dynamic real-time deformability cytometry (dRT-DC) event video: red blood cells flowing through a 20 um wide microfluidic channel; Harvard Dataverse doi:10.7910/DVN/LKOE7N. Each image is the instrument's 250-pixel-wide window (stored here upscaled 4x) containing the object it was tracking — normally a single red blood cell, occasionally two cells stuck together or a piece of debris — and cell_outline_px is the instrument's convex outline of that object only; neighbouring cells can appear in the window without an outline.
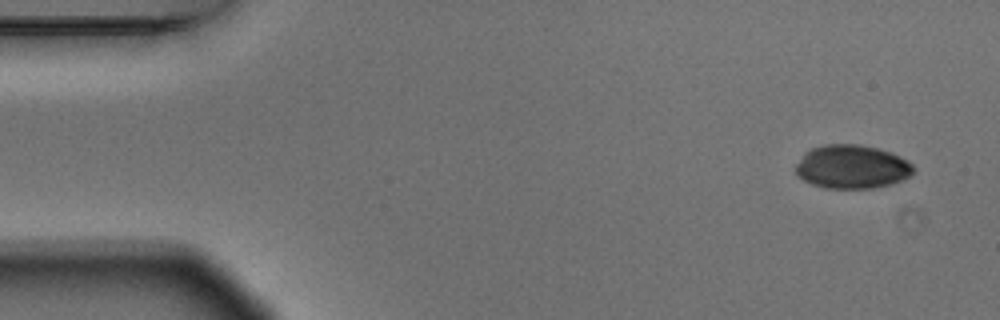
{"species": "Egyptian fruit bat (a non-hibernating species)", "species_latin": "Rousettus aegyptiacus", "temperature_condition": "warm", "stored_images_in_passage": 5, "camera_frame_rate_fps": 3000, "um_per_image_px": 0.085, "animal": {"sex": "male"}, "frame": {"image": 1, "passage_image": 1, "time_ms": 0.0, "image_size_px": [1000, 320], "cell_outline_px": [[912, 172], [908, 176], [892, 184], [872, 188], [824, 188], [812, 184], [796, 176], [796, 164], [804, 152], [812, 148], [824, 144], [860, 144], [876, 148], [900, 156], [908, 160], [912, 164]], "centroid_in_image_um": [72.37, 14.17], "position_along_channel_um": 12.6, "area_um2": 29.88}}